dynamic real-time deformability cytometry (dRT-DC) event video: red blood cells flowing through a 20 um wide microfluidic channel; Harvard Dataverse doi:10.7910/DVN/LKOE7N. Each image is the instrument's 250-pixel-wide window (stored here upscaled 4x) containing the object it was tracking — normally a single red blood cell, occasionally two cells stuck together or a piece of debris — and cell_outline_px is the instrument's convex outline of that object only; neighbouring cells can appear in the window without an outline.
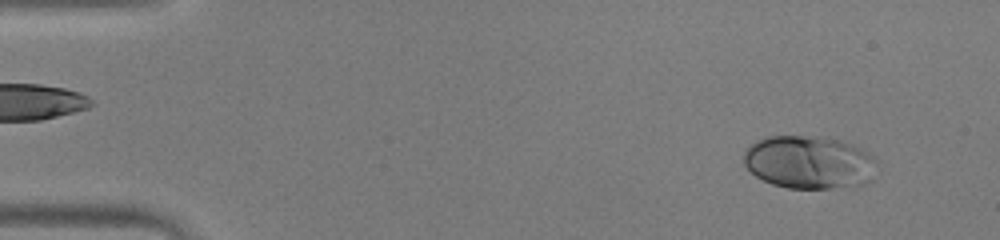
{"species": "human", "species_latin": "Homo sapiens", "temperature_condition": "warm", "stored_images_in_passage": 44, "camera_frame_rate_fps": 3000, "um_per_image_px": 0.085, "donor": {"sex": "male"}, "frame": {"image": 1, "passage_image": 1, "time_ms": 0.0, "image_size_px": [1000, 240], "cell_outline_px": [[876, 160], [872, 180], [864, 184], [828, 188], [788, 188], [772, 184], [756, 176], [744, 164], [744, 152], [756, 140], [768, 136], [820, 136], [840, 140], [852, 144], [868, 152]], "centroid_in_image_um": [68.78, 13.78], "position_along_channel_um": 16.2, "area_um2": 41.1}}
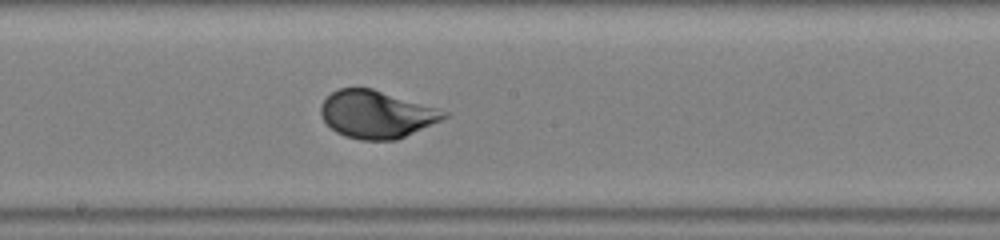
{"frame": {"image": 2, "passage_image": 23, "time_ms": 7.333, "image_size_px": [1000, 240], "cell_outline_px": [[448, 116], [440, 120], [396, 140], [360, 140], [344, 136], [336, 132], [320, 116], [320, 104], [332, 92], [340, 88], [372, 88], [436, 108], [448, 112]], "centroid_in_image_um": [31.95, 9.72], "position_along_channel_um": 216.3, "area_um2": 33.7}}
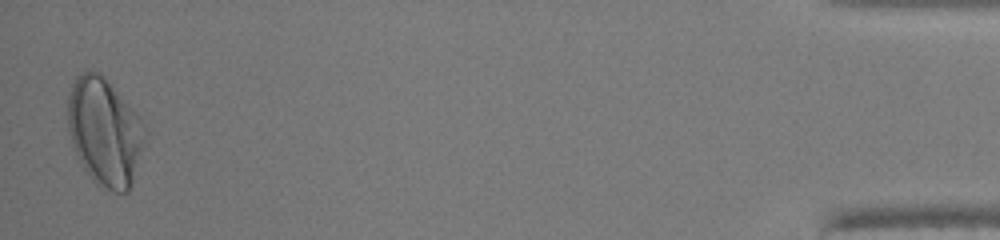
{"frame": {"image": 3, "passage_image": 44, "time_ms": 14.333, "image_size_px": [1000, 240], "cell_outline_px": [[144, 144], [128, 192], [112, 192], [100, 188], [96, 184], [84, 168], [72, 144], [68, 128], [68, 96], [72, 84], [76, 76], [80, 72], [100, 72], [104, 76], [140, 116], [144, 124]], "centroid_in_image_um": [8.89, 11.19], "position_along_channel_um": 426.3, "area_um2": 48.15}, "authors_computed_cell_mechanics": {"area_um2": 35.6337, "velocity_mm_per_s": 4.2765, "shape_relaxation_time_tau1_ms": 2.1419, "shape_relaxation_time_tau2_ms": null, "deformation_change_tau1": 0.1818, "deformation_change_tau2": null}}